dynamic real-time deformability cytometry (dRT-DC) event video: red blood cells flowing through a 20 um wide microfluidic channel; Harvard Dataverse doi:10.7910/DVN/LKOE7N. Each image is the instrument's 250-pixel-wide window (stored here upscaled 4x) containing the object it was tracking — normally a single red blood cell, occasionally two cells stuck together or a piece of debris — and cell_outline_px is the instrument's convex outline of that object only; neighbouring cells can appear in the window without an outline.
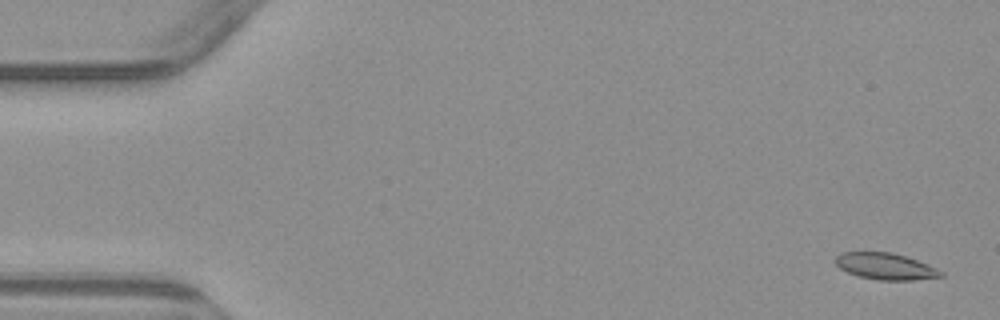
{"species": "common noctule bat (a hibernating species)", "species_latin": "Nyctalus noctula", "temperature_condition": "warm", "stored_images_in_passage": 5, "camera_frame_rate_fps": 3000, "um_per_image_px": 0.085, "animal": {"sex": "male", "body_mass_g": 23.1, "forearm_length_mm": 52.7}, "frame": {"image": 1, "passage_image": 1, "time_ms": 0.0, "image_size_px": [1000, 320], "cell_outline_px": [[944, 276], [912, 280], [880, 280], [860, 276], [848, 272], [840, 268], [836, 264], [836, 256], [840, 252], [892, 252], [916, 260], [936, 268], [944, 272]], "centroid_in_image_um": [75.27, 22.63], "position_along_channel_um": 9.7, "area_um2": 16.07}}
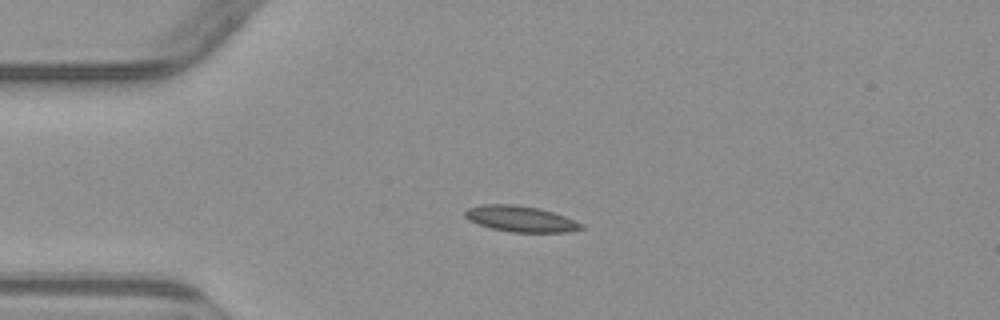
{"frame": {"image": 2, "passage_image": 4, "time_ms": 3.667, "image_size_px": [1000, 320], "cell_outline_px": [[584, 228], [572, 232], [508, 232], [492, 228], [468, 220], [464, 216], [464, 212], [468, 208], [484, 204], [516, 204], [540, 208], [564, 216], [584, 224]], "centroid_in_image_um": [44.27, 18.6], "position_along_channel_um": 40.7, "area_um2": 17.63}}